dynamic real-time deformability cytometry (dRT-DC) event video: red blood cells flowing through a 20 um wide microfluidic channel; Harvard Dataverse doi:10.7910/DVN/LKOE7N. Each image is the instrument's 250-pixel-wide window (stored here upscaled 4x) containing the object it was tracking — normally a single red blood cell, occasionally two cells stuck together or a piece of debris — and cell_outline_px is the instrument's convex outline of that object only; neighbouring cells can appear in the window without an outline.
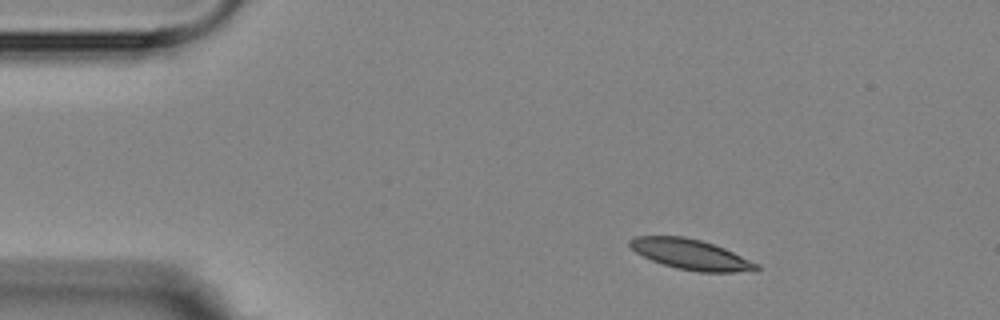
{"species": "Egyptian fruit bat (a non-hibernating species)", "species_latin": "Rousettus aegyptiacus", "temperature_condition": "room temperature", "stored_images_in_passage": 3, "camera_frame_rate_fps": 3000, "um_per_image_px": 0.085, "animal": {"sex": "female"}, "frame": {"image": 1, "passage_image": 1, "time_ms": 0.0, "image_size_px": [1000, 320], "cell_outline_px": [[760, 268], [756, 272], [700, 272], [676, 268], [652, 260], [636, 252], [628, 244], [628, 240], [636, 236], [684, 236], [700, 240], [724, 248], [760, 264]], "centroid_in_image_um": [58.77, 21.63], "position_along_channel_um": 26.2, "area_um2": 22.37}}